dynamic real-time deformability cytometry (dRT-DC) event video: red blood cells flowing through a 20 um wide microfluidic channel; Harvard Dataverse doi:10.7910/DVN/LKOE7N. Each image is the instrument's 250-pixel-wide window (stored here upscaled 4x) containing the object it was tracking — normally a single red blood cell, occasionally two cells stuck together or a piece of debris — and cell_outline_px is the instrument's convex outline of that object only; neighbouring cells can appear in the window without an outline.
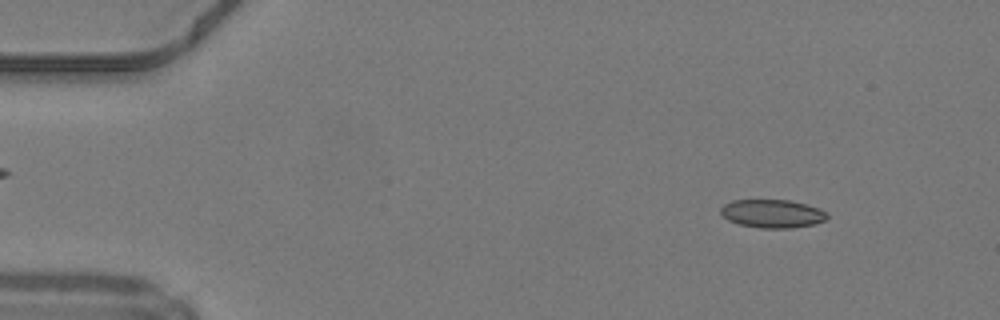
{"species": "common noctule bat (a hibernating species)", "species_latin": "Nyctalus noctula", "temperature_condition": "warm", "stored_images_in_passage": 48, "camera_frame_rate_fps": 3000, "um_per_image_px": 0.085, "animal": {"sex": "male", "body_mass_g": 19.2, "forearm_length_mm": 51.8}, "frame": {"image": 1, "passage_image": 5, "time_ms": 1.333, "image_size_px": [1000, 320], "cell_outline_px": [[828, 216], [824, 220], [812, 224], [792, 228], [760, 228], [740, 224], [728, 220], [720, 212], [720, 208], [724, 204], [732, 200], [788, 200], [808, 204], [820, 208], [828, 212]], "centroid_in_image_um": [65.66, 18.15], "position_along_channel_um": 19.3, "area_um2": 17.57}}
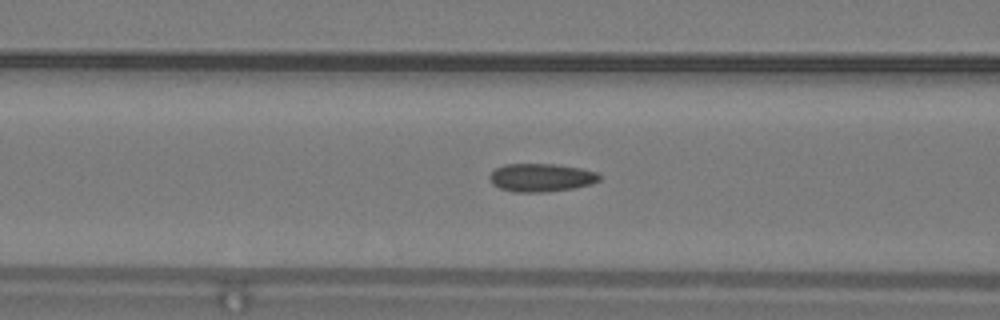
{"frame": {"image": 2, "passage_image": 19, "time_ms": 6.0, "image_size_px": [1000, 320], "cell_outline_px": [[600, 180], [592, 184], [572, 188], [544, 192], [516, 192], [500, 188], [492, 184], [488, 176], [496, 168], [504, 164], [556, 164], [580, 168], [596, 172], [600, 176]], "centroid_in_image_um": [45.98, 15.09], "position_along_channel_um": 120.6, "area_um2": 17.98}}
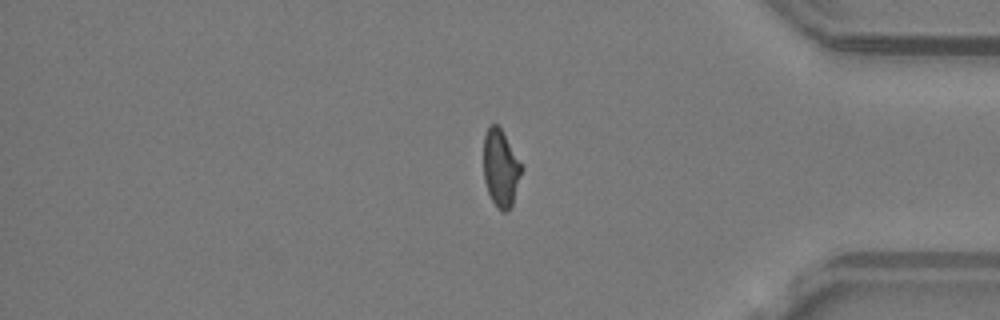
{"frame": {"image": 3, "passage_image": 40, "time_ms": 13.0, "image_size_px": [1000, 320], "cell_outline_px": [[524, 168], [512, 204], [508, 212], [504, 212], [492, 200], [488, 192], [484, 180], [484, 136], [488, 124], [496, 124], [500, 128]], "centroid_in_image_um": [42.57, 14.28], "position_along_channel_um": 392.6, "area_um2": 16.94}, "authors_computed_cell_mechanics": {"area_um2": 17.8024, "velocity_mm_per_s": 4.2468, "shape_relaxation_time_tau1_ms": null, "shape_relaxation_time_tau2_ms": 1.6882, "deformation_change_tau1": null, "deformation_change_tau2": 0.0921}}